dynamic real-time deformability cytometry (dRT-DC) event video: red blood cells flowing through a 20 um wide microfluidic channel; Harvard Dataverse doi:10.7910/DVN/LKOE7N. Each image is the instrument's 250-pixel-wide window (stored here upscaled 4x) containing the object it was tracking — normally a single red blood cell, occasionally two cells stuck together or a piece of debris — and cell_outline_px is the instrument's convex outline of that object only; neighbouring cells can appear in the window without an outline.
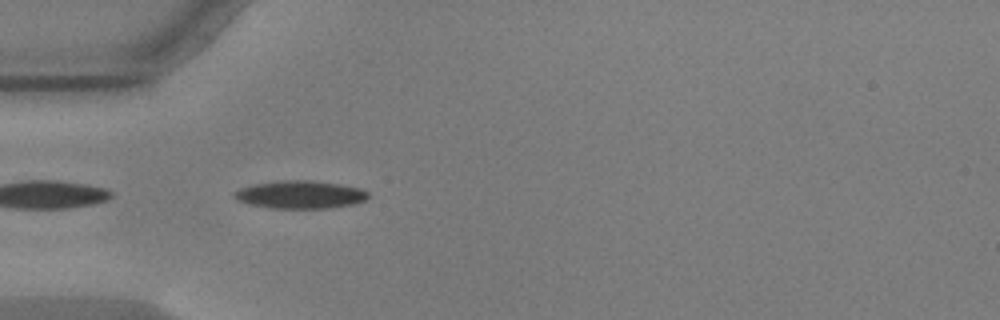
{"species": "common noctule bat (a hibernating species)", "species_latin": "Nyctalus noctula", "temperature_condition": "warm", "stored_images_in_passage": 9, "camera_frame_rate_fps": 3000, "um_per_image_px": 0.085, "animal": {"sex": "male", "body_mass_g": 17.9, "forearm_length_mm": 54.2}, "frame": {"image": 1, "passage_image": 2, "time_ms": 0.333, "image_size_px": [1000, 320], "cell_outline_px": [[368, 196], [364, 200], [352, 204], [328, 208], [272, 208], [248, 204], [236, 200], [232, 196], [232, 192], [240, 188], [256, 184], [276, 180], [312, 180], [340, 184], [360, 188], [368, 192]], "centroid_in_image_um": [25.46, 16.53], "position_along_channel_um": 59.5, "area_um2": 21.79}}
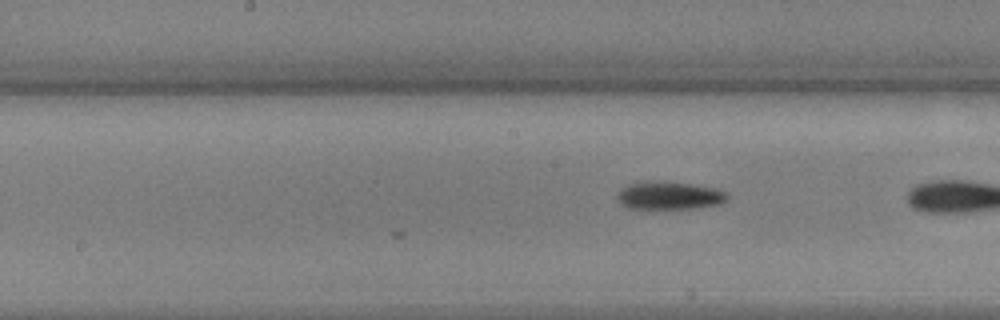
{"frame": {"image": 2, "passage_image": 9, "time_ms": 2.667, "image_size_px": [1000, 320], "cell_outline_px": [[728, 200], [720, 204], [692, 208], [628, 208], [616, 196], [628, 184], [660, 180], [692, 184], [716, 188], [724, 192], [728, 196]], "centroid_in_image_um": [56.95, 16.61], "position_along_channel_um": 191.3, "area_um2": 17.57}}